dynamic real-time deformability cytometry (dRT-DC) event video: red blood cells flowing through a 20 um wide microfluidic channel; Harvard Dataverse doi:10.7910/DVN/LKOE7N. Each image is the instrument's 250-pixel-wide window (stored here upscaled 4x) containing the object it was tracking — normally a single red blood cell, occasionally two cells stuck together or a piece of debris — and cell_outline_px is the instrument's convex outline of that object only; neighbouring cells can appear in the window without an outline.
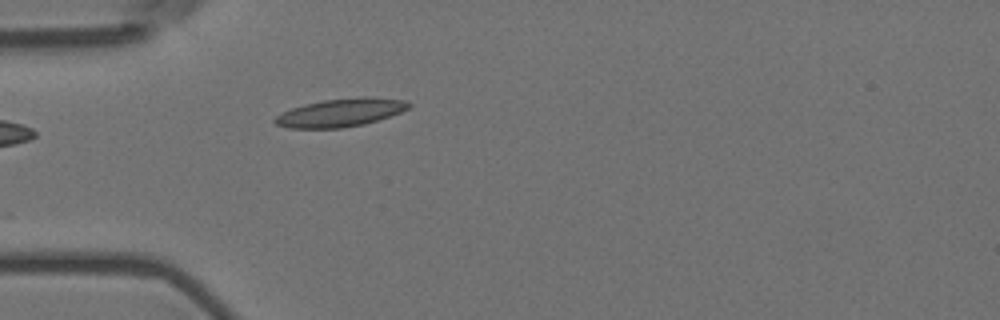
{"species": "Egyptian fruit bat (a non-hibernating species)", "species_latin": "Rousettus aegyptiacus", "temperature_condition": "room temperature", "stored_images_in_passage": 10, "camera_frame_rate_fps": 3000, "um_per_image_px": 0.085, "animal": {"sex": "female"}, "frame": {"image": 1, "passage_image": 1, "time_ms": 0.0, "image_size_px": [1000, 320], "cell_outline_px": [[412, 104], [408, 108], [400, 112], [364, 124], [340, 128], [288, 128], [276, 124], [272, 120], [276, 116], [292, 108], [304, 104], [324, 100], [360, 96], [368, 96], [404, 100]], "centroid_in_image_um": [28.94, 9.56], "position_along_channel_um": 56.1, "area_um2": 21.79}}
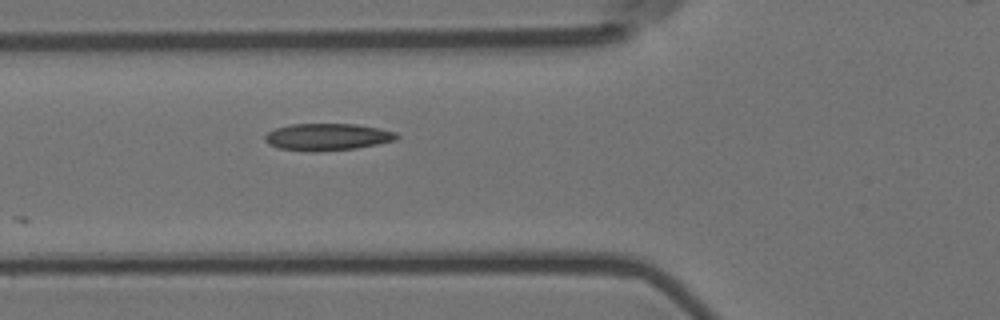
{"frame": {"image": 2, "passage_image": 5, "time_ms": 1.333, "image_size_px": [1000, 320], "cell_outline_px": [[400, 136], [396, 140], [356, 148], [316, 152], [312, 152], [280, 148], [268, 144], [264, 140], [264, 136], [268, 132], [276, 128], [292, 124], [356, 124], [380, 128], [396, 132]], "centroid_in_image_um": [27.83, 11.64], "position_along_channel_um": 98.0, "area_um2": 20.75}}